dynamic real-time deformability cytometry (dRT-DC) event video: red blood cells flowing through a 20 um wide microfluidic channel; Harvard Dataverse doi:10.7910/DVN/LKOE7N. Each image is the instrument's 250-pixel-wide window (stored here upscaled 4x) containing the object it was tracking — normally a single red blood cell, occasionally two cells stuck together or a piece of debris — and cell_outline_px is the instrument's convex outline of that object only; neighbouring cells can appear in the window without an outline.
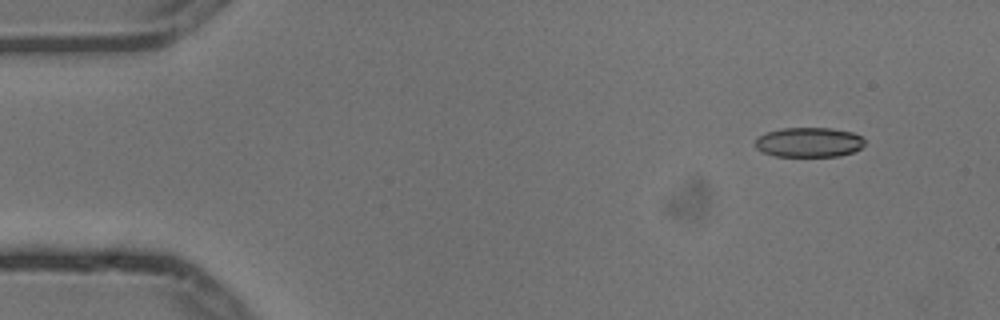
{"species": "common noctule bat (a hibernating species)", "species_latin": "Nyctalus noctula", "temperature_condition": "cold", "stored_images_in_passage": 5, "segment_of_instrument_passage": [1, 2], "camera_frame_rate_fps": 3000, "um_per_image_px": 0.085, "animal": {"sex": "male", "body_mass_g": 13.3}, "frame": {"image": 1, "passage_image": 1, "time_ms": 0.0, "image_size_px": [1000, 320], "cell_outline_px": [[864, 144], [860, 148], [852, 152], [840, 156], [776, 156], [764, 152], [756, 148], [756, 140], [760, 136], [768, 132], [780, 128], [828, 128], [852, 132], [860, 136], [864, 140]], "centroid_in_image_um": [68.77, 12.09], "position_along_channel_um": 16.2, "area_um2": 18.73}}
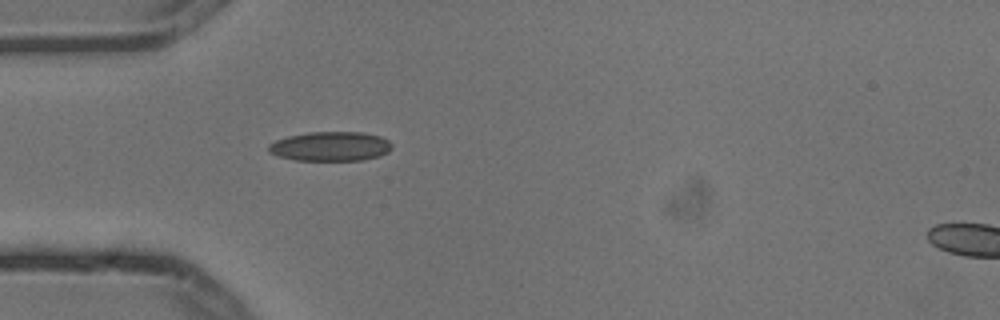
{"frame": {"image": 2, "passage_image": 4, "time_ms": 1.0, "image_size_px": [1000, 320], "cell_outline_px": [[392, 148], [388, 152], [380, 156], [360, 160], [296, 160], [280, 156], [268, 152], [268, 144], [276, 140], [288, 136], [308, 132], [364, 132], [380, 136], [388, 140], [392, 144]], "centroid_in_image_um": [28.1, 12.43], "position_along_channel_um": 56.9, "area_um2": 21.15}}